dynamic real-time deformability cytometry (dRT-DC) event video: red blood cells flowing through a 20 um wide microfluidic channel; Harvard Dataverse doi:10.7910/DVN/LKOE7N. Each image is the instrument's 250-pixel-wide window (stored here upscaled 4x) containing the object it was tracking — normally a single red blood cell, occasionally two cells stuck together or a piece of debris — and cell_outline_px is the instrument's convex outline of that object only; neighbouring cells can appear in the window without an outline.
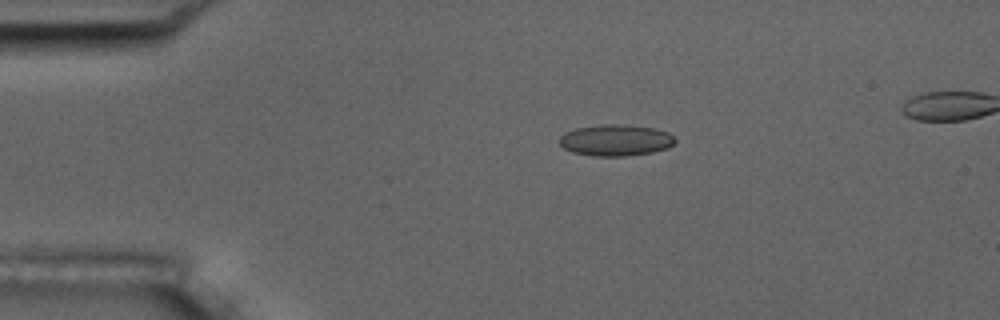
{"species": "common noctule bat (a hibernating species)", "species_latin": "Nyctalus noctula", "temperature_condition": "room temperature", "stored_images_in_passage": 7, "camera_frame_rate_fps": 3000, "um_per_image_px": 0.085, "animal": {"sex": "male", "body_mass_g": 17.5, "forearm_length_mm": 52.3}, "frame": {"image": 1, "passage_image": 3, "time_ms": 2.333, "image_size_px": [1000, 320], "cell_outline_px": [[676, 140], [668, 148], [652, 152], [624, 156], [592, 156], [572, 152], [564, 148], [560, 144], [560, 136], [564, 132], [576, 128], [604, 124], [624, 124], [652, 128], [668, 132]], "centroid_in_image_um": [52.31, 11.92], "position_along_channel_um": 32.7, "area_um2": 21.1}}